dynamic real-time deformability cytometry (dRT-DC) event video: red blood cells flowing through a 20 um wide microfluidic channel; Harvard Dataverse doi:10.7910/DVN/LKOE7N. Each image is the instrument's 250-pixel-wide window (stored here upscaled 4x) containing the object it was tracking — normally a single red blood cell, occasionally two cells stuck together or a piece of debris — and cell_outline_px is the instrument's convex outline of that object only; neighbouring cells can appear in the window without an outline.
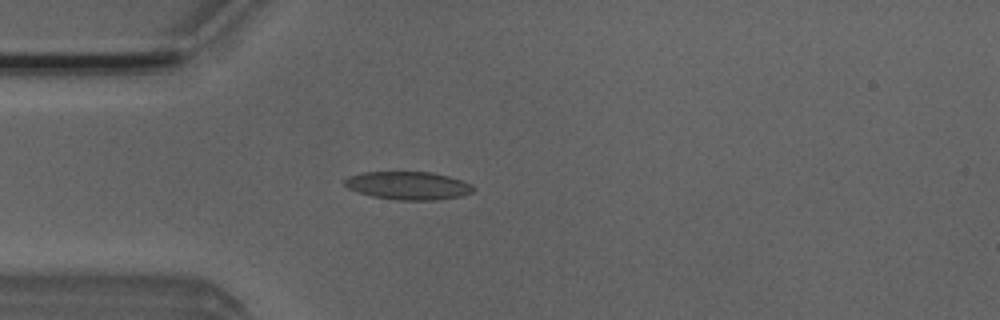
{"species": "Egyptian fruit bat (a non-hibernating species)", "species_latin": "Rousettus aegyptiacus", "temperature_condition": "room temperature", "stored_images_in_passage": 47, "camera_frame_rate_fps": 3000, "um_per_image_px": 0.085, "animal": {"sex": "male"}, "frame": {"image": 1, "passage_image": 13, "time_ms": 4.0, "image_size_px": [1000, 320], "cell_outline_px": [[476, 188], [472, 192], [464, 196], [436, 200], [396, 200], [372, 196], [356, 192], [348, 188], [344, 184], [344, 180], [348, 176], [360, 172], [432, 172], [448, 176], [472, 184]], "centroid_in_image_um": [34.7, 15.78], "position_along_channel_um": 50.3, "area_um2": 21.27}}
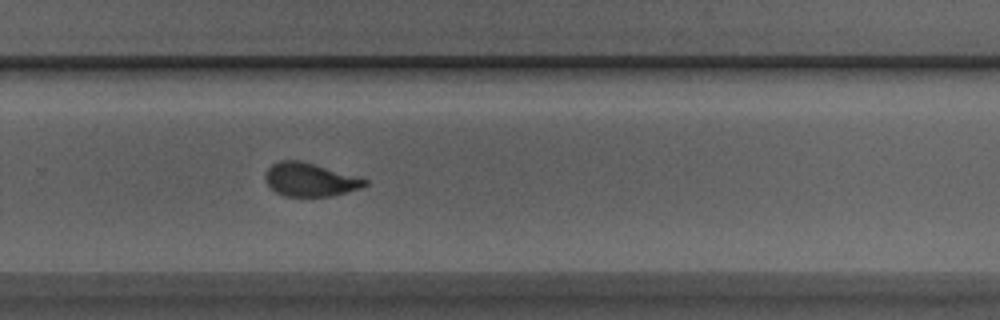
{"frame": {"image": 2, "passage_image": 33, "time_ms": 10.667, "image_size_px": [1000, 320], "cell_outline_px": [[368, 184], [360, 188], [348, 192], [332, 196], [284, 196], [276, 192], [264, 180], [264, 172], [272, 164], [280, 160], [300, 160], [368, 180]], "centroid_in_image_um": [26.3, 15.27], "position_along_channel_um": 303.5, "area_um2": 19.25}}
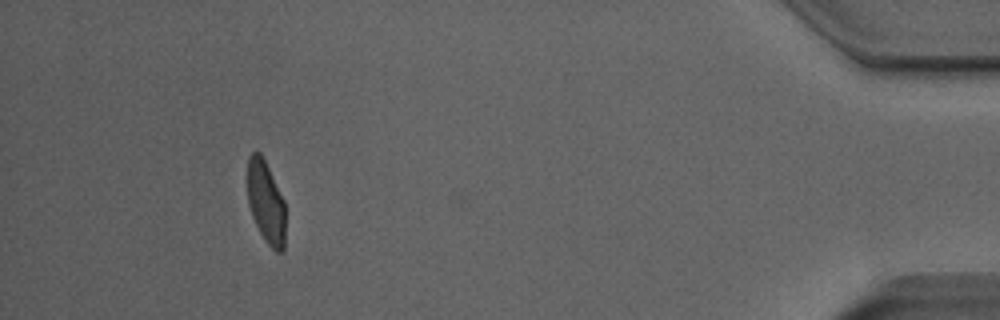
{"frame": {"image": 3, "passage_image": 43, "time_ms": 14.0, "image_size_px": [1000, 320], "cell_outline_px": [[284, 252], [276, 252], [268, 244], [260, 232], [252, 216], [248, 204], [248, 156], [252, 152], [260, 152], [284, 200]], "centroid_in_image_um": [22.59, 17.2], "position_along_channel_um": 412.6, "area_um2": 17.92}, "authors_computed_cell_mechanics": {"area_um2": 20.1144, "velocity_mm_per_s": 3.9217, "shape_relaxation_time_tau1_ms": 4.4768, "shape_relaxation_time_tau2_ms": 0.8554, "deformation_change_tau1": 0.156, "deformation_change_tau2": 0.057}}